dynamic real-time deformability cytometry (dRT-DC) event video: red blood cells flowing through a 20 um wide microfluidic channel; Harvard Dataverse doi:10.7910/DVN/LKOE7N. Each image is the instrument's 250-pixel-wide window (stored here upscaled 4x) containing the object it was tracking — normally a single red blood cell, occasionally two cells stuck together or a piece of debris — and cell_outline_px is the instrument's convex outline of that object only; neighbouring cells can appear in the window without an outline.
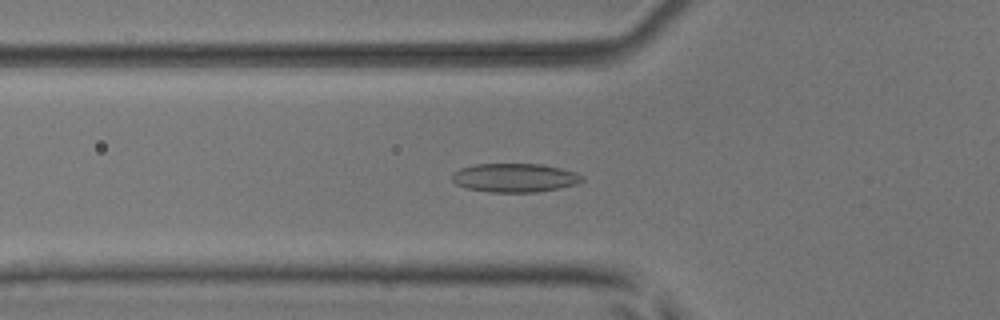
{"species": "common noctule bat (a hibernating species)", "species_latin": "Nyctalus noctula", "temperature_condition": "room temperature", "stored_images_in_passage": 52, "camera_frame_rate_fps": 3000, "um_per_image_px": 0.085, "animal": {"sex": "male", "body_mass_g": 17.9, "forearm_length_mm": 54.2}, "frame": {"image": 1, "passage_image": 19, "time_ms": 6.0, "image_size_px": [1000, 320], "cell_outline_px": [[584, 180], [576, 184], [560, 188], [536, 192], [488, 192], [468, 188], [456, 184], [452, 180], [452, 172], [460, 168], [476, 164], [540, 164], [560, 168], [576, 172], [584, 176]], "centroid_in_image_um": [43.76, 15.11], "position_along_channel_um": 82.0, "area_um2": 21.85}}
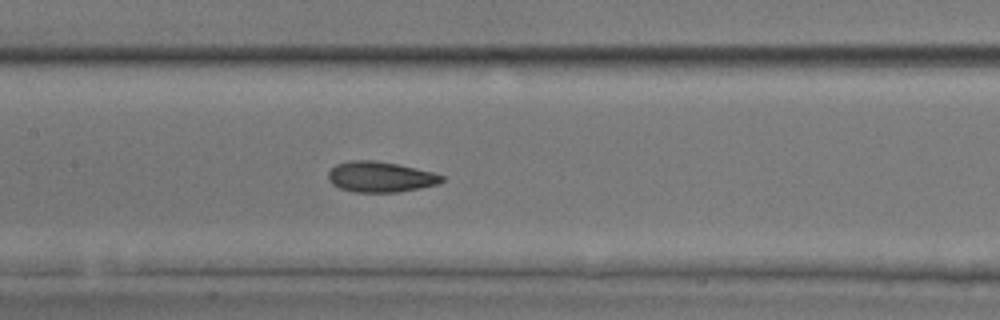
{"frame": {"image": 2, "passage_image": 26, "time_ms": 8.333, "image_size_px": [1000, 320], "cell_outline_px": [[444, 180], [440, 184], [420, 188], [396, 192], [352, 192], [340, 188], [332, 184], [328, 180], [328, 172], [336, 164], [348, 160], [376, 160], [396, 164], [432, 172], [444, 176]], "centroid_in_image_um": [32.31, 15.03], "position_along_channel_um": 175.1, "area_um2": 20.29}}
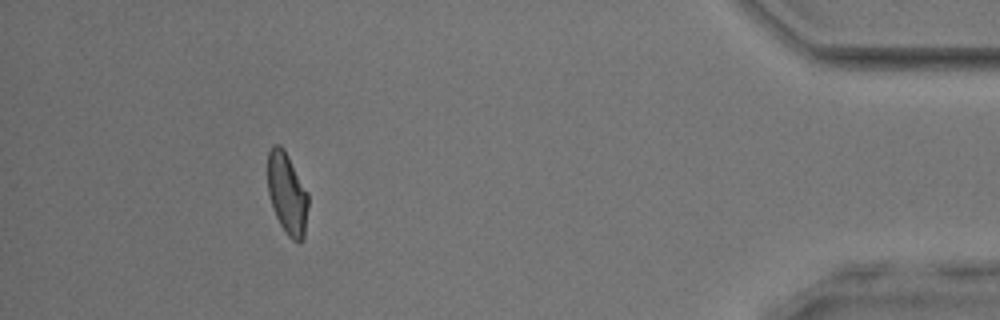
{"frame": {"image": 3, "passage_image": 48, "time_ms": 15.667, "image_size_px": [1000, 320], "cell_outline_px": [[308, 208], [304, 240], [300, 244], [292, 240], [288, 236], [280, 224], [272, 208], [268, 192], [268, 152], [272, 144], [280, 144], [284, 148], [308, 192]], "centroid_in_image_um": [24.42, 16.47], "position_along_channel_um": 410.8, "area_um2": 19.59}, "authors_computed_cell_mechanics": {"area_um2": 20.0566, "velocity_mm_per_s": 3.9796, "shape_relaxation_time_tau1_ms": 6.4913, "shape_relaxation_time_tau2_ms": 1.5308, "deformation_change_tau1": 0.1602, "deformation_change_tau2": 0.0764}}